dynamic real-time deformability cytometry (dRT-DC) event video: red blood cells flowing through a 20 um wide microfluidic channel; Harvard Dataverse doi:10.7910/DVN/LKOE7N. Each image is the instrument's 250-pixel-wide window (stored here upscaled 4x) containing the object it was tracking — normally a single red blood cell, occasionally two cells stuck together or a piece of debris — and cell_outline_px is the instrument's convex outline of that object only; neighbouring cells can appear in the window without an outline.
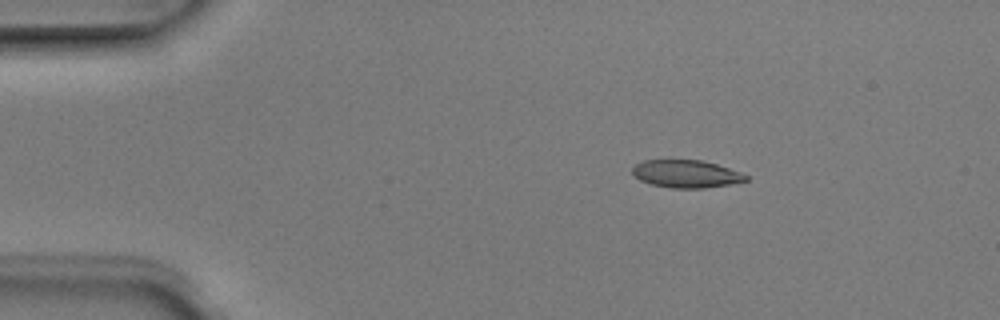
{"species": "Egyptian fruit bat (a non-hibernating species)", "species_latin": "Rousettus aegyptiacus", "temperature_condition": "room temperature", "stored_images_in_passage": 4, "segment_of_instrument_passage": [1, 2], "camera_frame_rate_fps": 3000, "um_per_image_px": 0.085, "animal": {"sex": "male"}, "frame": {"image": 1, "passage_image": 1, "time_ms": 0.0, "image_size_px": [1000, 320], "cell_outline_px": [[748, 180], [728, 184], [704, 188], [672, 188], [652, 184], [640, 180], [632, 172], [632, 168], [636, 164], [644, 160], [700, 160], [716, 164], [740, 172], [748, 176]], "centroid_in_image_um": [58.31, 14.77], "position_along_channel_um": 26.7, "area_um2": 18.03}}